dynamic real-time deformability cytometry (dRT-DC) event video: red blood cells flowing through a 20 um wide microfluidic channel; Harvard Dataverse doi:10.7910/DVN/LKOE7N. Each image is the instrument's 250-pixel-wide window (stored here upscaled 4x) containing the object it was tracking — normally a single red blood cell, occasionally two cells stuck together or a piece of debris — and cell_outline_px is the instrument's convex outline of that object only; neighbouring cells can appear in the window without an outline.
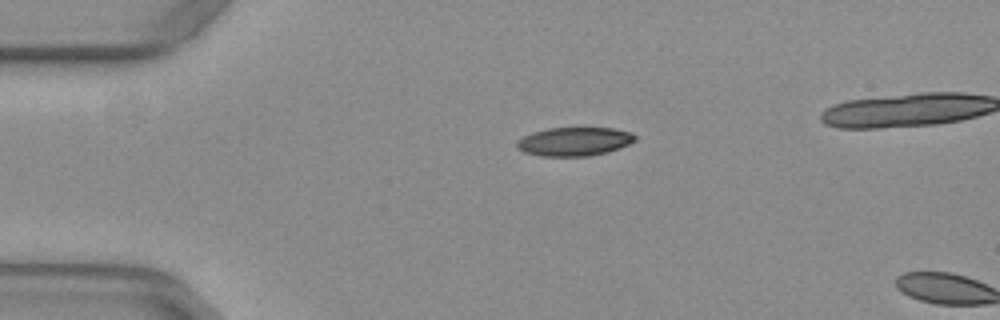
{"species": "common noctule bat (a hibernating species)", "species_latin": "Nyctalus noctula", "temperature_condition": "warm", "stored_images_in_passage": 3, "camera_frame_rate_fps": 3000, "um_per_image_px": 0.085, "animal": {"sex": "female", "body_mass_g": 29.2, "forearm_length_mm": 56.3}, "frame": {"image": 1, "passage_image": 1, "time_ms": 0.0, "image_size_px": [1000, 320], "cell_outline_px": [[636, 140], [628, 144], [608, 152], [588, 156], [544, 156], [524, 152], [516, 148], [516, 140], [532, 132], [548, 128], [584, 124], [612, 128], [632, 132], [636, 136]], "centroid_in_image_um": [48.83, 11.97], "position_along_channel_um": 36.2, "area_um2": 20.69}}